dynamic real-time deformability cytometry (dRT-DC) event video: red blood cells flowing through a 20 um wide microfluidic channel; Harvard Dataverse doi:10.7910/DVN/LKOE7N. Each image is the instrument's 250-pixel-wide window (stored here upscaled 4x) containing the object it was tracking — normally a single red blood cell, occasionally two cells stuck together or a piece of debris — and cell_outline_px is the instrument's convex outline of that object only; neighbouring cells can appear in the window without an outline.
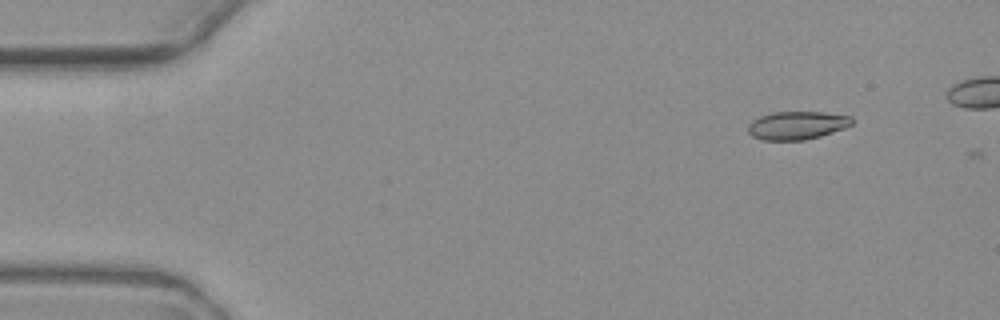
{"species": "common noctule bat (a hibernating species)", "species_latin": "Nyctalus noctula", "temperature_condition": "warm", "stored_images_in_passage": 3, "camera_frame_rate_fps": 3000, "um_per_image_px": 0.085, "animal": {"sex": "female", "body_mass_g": 19.3, "forearm_length_mm": 54.1}, "frame": {"image": 1, "passage_image": 1, "time_ms": 0.0, "image_size_px": [1000, 320], "cell_outline_px": [[852, 124], [844, 128], [820, 136], [804, 140], [764, 140], [752, 136], [748, 132], [748, 124], [752, 120], [760, 116], [772, 112], [824, 112], [852, 116]], "centroid_in_image_um": [67.73, 10.65], "position_along_channel_um": 17.3, "area_um2": 17.05}}